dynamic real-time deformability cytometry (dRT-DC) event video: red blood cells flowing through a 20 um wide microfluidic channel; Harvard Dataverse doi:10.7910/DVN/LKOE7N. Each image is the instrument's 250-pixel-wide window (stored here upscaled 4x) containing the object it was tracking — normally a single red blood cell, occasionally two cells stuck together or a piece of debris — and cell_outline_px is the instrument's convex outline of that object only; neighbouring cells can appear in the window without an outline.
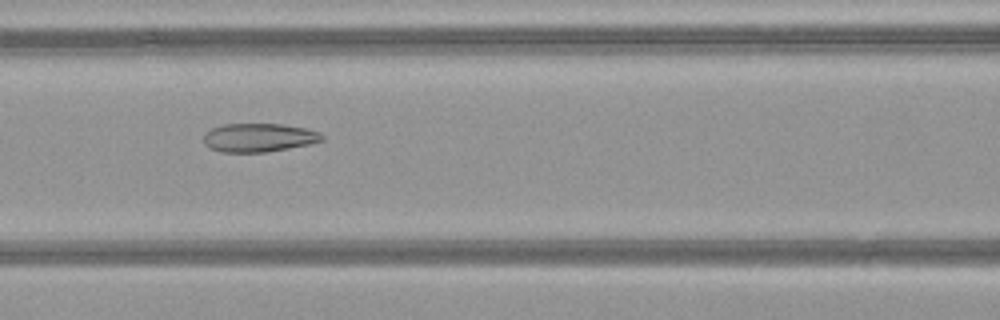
{"species": "common noctule bat (a hibernating species)", "species_latin": "Nyctalus noctula", "temperature_condition": "warm", "stored_images_in_passage": 50, "camera_frame_rate_fps": 3000, "um_per_image_px": 0.085, "animal": {"sex": "female", "body_mass_g": 21.9}, "frame": {"image": 1, "passage_image": 22, "time_ms": 7.0, "image_size_px": [1000, 320], "cell_outline_px": [[324, 140], [312, 144], [264, 152], [220, 152], [208, 148], [204, 144], [204, 136], [212, 128], [224, 124], [280, 124], [308, 128], [320, 132], [324, 136]], "centroid_in_image_um": [22.03, 11.7], "position_along_channel_um": 144.6, "area_um2": 19.83}}
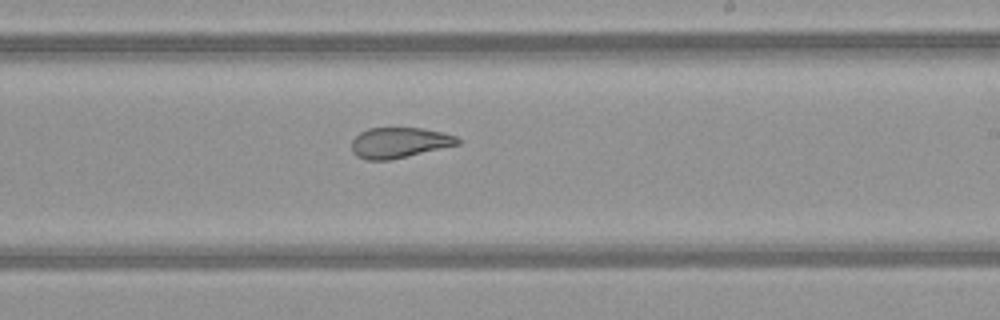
{"frame": {"image": 2, "passage_image": 30, "time_ms": 9.667, "image_size_px": [1000, 320], "cell_outline_px": [[460, 144], [388, 160], [364, 160], [356, 156], [352, 152], [352, 140], [360, 132], [368, 128], [424, 128], [444, 132], [456, 136], [460, 140]], "centroid_in_image_um": [33.93, 12.12], "position_along_channel_um": 255.1, "area_um2": 18.84}}
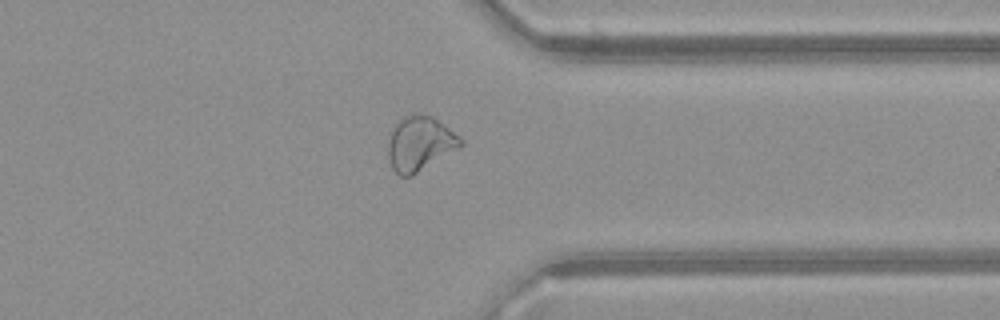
{"frame": {"image": 3, "passage_image": 39, "time_ms": 12.667, "image_size_px": [1000, 320], "cell_outline_px": [[464, 144], [412, 176], [400, 176], [392, 168], [388, 160], [388, 144], [392, 128], [404, 116], [432, 116], [444, 124], [460, 136], [464, 140]], "centroid_in_image_um": [35.69, 12.23], "position_along_channel_um": 375.7, "area_um2": 22.66}, "authors_computed_cell_mechanics": {"area_um2": 25.2586, "velocity_mm_per_s": 4.1609, "shape_relaxation_time_tau1_ms": null, "shape_relaxation_time_tau2_ms": 1.5324, "deformation_change_tau1": null, "deformation_change_tau2": 0.0927}}